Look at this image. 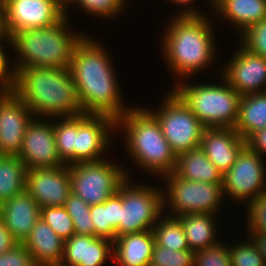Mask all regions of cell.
Instances as JSON below:
<instances>
[{
    "label": "cell",
    "instance_id": "1",
    "mask_svg": "<svg viewBox=\"0 0 266 266\" xmlns=\"http://www.w3.org/2000/svg\"><path fill=\"white\" fill-rule=\"evenodd\" d=\"M95 39L85 33L74 48L69 70L82 111L109 115L117 120L133 105L124 102L113 55Z\"/></svg>",
    "mask_w": 266,
    "mask_h": 266
},
{
    "label": "cell",
    "instance_id": "2",
    "mask_svg": "<svg viewBox=\"0 0 266 266\" xmlns=\"http://www.w3.org/2000/svg\"><path fill=\"white\" fill-rule=\"evenodd\" d=\"M207 15L171 14L168 23L166 22L167 26H164L160 34L163 62L166 69L170 70L169 73H172V78L174 77V85L183 80H191L194 75L200 76L199 73L211 68L216 62L217 23H213V14Z\"/></svg>",
    "mask_w": 266,
    "mask_h": 266
},
{
    "label": "cell",
    "instance_id": "3",
    "mask_svg": "<svg viewBox=\"0 0 266 266\" xmlns=\"http://www.w3.org/2000/svg\"><path fill=\"white\" fill-rule=\"evenodd\" d=\"M13 91L36 118L73 117L84 113L69 68L19 69L13 74Z\"/></svg>",
    "mask_w": 266,
    "mask_h": 266
},
{
    "label": "cell",
    "instance_id": "4",
    "mask_svg": "<svg viewBox=\"0 0 266 266\" xmlns=\"http://www.w3.org/2000/svg\"><path fill=\"white\" fill-rule=\"evenodd\" d=\"M70 20L65 15L52 26L13 33L8 39L12 73L33 67L68 69L74 48L85 35L74 30Z\"/></svg>",
    "mask_w": 266,
    "mask_h": 266
},
{
    "label": "cell",
    "instance_id": "5",
    "mask_svg": "<svg viewBox=\"0 0 266 266\" xmlns=\"http://www.w3.org/2000/svg\"><path fill=\"white\" fill-rule=\"evenodd\" d=\"M144 106V107H142ZM132 106L116 120V131L121 133L123 152L129 162L140 171L161 179L174 171L176 155L165 139L156 117L145 105ZM123 135V136H122Z\"/></svg>",
    "mask_w": 266,
    "mask_h": 266
},
{
    "label": "cell",
    "instance_id": "6",
    "mask_svg": "<svg viewBox=\"0 0 266 266\" xmlns=\"http://www.w3.org/2000/svg\"><path fill=\"white\" fill-rule=\"evenodd\" d=\"M218 83H196L192 78L177 82L170 88L195 114L205 128H234L241 95L218 73ZM207 81V82H205Z\"/></svg>",
    "mask_w": 266,
    "mask_h": 266
},
{
    "label": "cell",
    "instance_id": "7",
    "mask_svg": "<svg viewBox=\"0 0 266 266\" xmlns=\"http://www.w3.org/2000/svg\"><path fill=\"white\" fill-rule=\"evenodd\" d=\"M160 182L165 185L162 186L165 187L162 190L166 215L174 217L192 213L220 215V212H224L222 184L185 180L174 173L164 175Z\"/></svg>",
    "mask_w": 266,
    "mask_h": 266
},
{
    "label": "cell",
    "instance_id": "8",
    "mask_svg": "<svg viewBox=\"0 0 266 266\" xmlns=\"http://www.w3.org/2000/svg\"><path fill=\"white\" fill-rule=\"evenodd\" d=\"M155 108L147 109L158 120L163 135L176 156L200 146L205 127L170 87L157 105L158 109Z\"/></svg>",
    "mask_w": 266,
    "mask_h": 266
},
{
    "label": "cell",
    "instance_id": "9",
    "mask_svg": "<svg viewBox=\"0 0 266 266\" xmlns=\"http://www.w3.org/2000/svg\"><path fill=\"white\" fill-rule=\"evenodd\" d=\"M110 157L69 166L72 193L90 206L105 202L127 178L133 179L126 166L115 163L113 158L112 163Z\"/></svg>",
    "mask_w": 266,
    "mask_h": 266
},
{
    "label": "cell",
    "instance_id": "10",
    "mask_svg": "<svg viewBox=\"0 0 266 266\" xmlns=\"http://www.w3.org/2000/svg\"><path fill=\"white\" fill-rule=\"evenodd\" d=\"M127 178L120 186L121 222L119 236L152 230L164 213L163 190Z\"/></svg>",
    "mask_w": 266,
    "mask_h": 266
},
{
    "label": "cell",
    "instance_id": "11",
    "mask_svg": "<svg viewBox=\"0 0 266 266\" xmlns=\"http://www.w3.org/2000/svg\"><path fill=\"white\" fill-rule=\"evenodd\" d=\"M265 160V157L252 151L246 145L231 168L223 173L224 199L229 197L227 200L230 202L234 200L232 203L234 202L235 205L246 204L249 200L266 192Z\"/></svg>",
    "mask_w": 266,
    "mask_h": 266
},
{
    "label": "cell",
    "instance_id": "12",
    "mask_svg": "<svg viewBox=\"0 0 266 266\" xmlns=\"http://www.w3.org/2000/svg\"><path fill=\"white\" fill-rule=\"evenodd\" d=\"M116 133V119L109 115L86 113L77 115L76 164L107 158L113 146L111 144L115 142L113 135Z\"/></svg>",
    "mask_w": 266,
    "mask_h": 266
},
{
    "label": "cell",
    "instance_id": "13",
    "mask_svg": "<svg viewBox=\"0 0 266 266\" xmlns=\"http://www.w3.org/2000/svg\"><path fill=\"white\" fill-rule=\"evenodd\" d=\"M229 55L220 75L241 96L251 93H263L266 86V58L251 53L240 43Z\"/></svg>",
    "mask_w": 266,
    "mask_h": 266
},
{
    "label": "cell",
    "instance_id": "14",
    "mask_svg": "<svg viewBox=\"0 0 266 266\" xmlns=\"http://www.w3.org/2000/svg\"><path fill=\"white\" fill-rule=\"evenodd\" d=\"M18 158L27 170L65 165L58 157L53 118H36L28 124Z\"/></svg>",
    "mask_w": 266,
    "mask_h": 266
},
{
    "label": "cell",
    "instance_id": "15",
    "mask_svg": "<svg viewBox=\"0 0 266 266\" xmlns=\"http://www.w3.org/2000/svg\"><path fill=\"white\" fill-rule=\"evenodd\" d=\"M64 16L54 0H5L8 39L17 31L52 26Z\"/></svg>",
    "mask_w": 266,
    "mask_h": 266
},
{
    "label": "cell",
    "instance_id": "16",
    "mask_svg": "<svg viewBox=\"0 0 266 266\" xmlns=\"http://www.w3.org/2000/svg\"><path fill=\"white\" fill-rule=\"evenodd\" d=\"M34 118L14 92L0 94V155L18 156L28 124Z\"/></svg>",
    "mask_w": 266,
    "mask_h": 266
},
{
    "label": "cell",
    "instance_id": "17",
    "mask_svg": "<svg viewBox=\"0 0 266 266\" xmlns=\"http://www.w3.org/2000/svg\"><path fill=\"white\" fill-rule=\"evenodd\" d=\"M25 190L40 208L65 206L67 198L72 193L69 166L27 170Z\"/></svg>",
    "mask_w": 266,
    "mask_h": 266
},
{
    "label": "cell",
    "instance_id": "18",
    "mask_svg": "<svg viewBox=\"0 0 266 266\" xmlns=\"http://www.w3.org/2000/svg\"><path fill=\"white\" fill-rule=\"evenodd\" d=\"M113 260V242L96 236L73 234L64 241L59 266H103Z\"/></svg>",
    "mask_w": 266,
    "mask_h": 266
},
{
    "label": "cell",
    "instance_id": "19",
    "mask_svg": "<svg viewBox=\"0 0 266 266\" xmlns=\"http://www.w3.org/2000/svg\"><path fill=\"white\" fill-rule=\"evenodd\" d=\"M200 146L207 158L224 173L234 164L246 140L234 128H205Z\"/></svg>",
    "mask_w": 266,
    "mask_h": 266
},
{
    "label": "cell",
    "instance_id": "20",
    "mask_svg": "<svg viewBox=\"0 0 266 266\" xmlns=\"http://www.w3.org/2000/svg\"><path fill=\"white\" fill-rule=\"evenodd\" d=\"M39 204L24 190L0 204V218L18 243H23L39 220Z\"/></svg>",
    "mask_w": 266,
    "mask_h": 266
},
{
    "label": "cell",
    "instance_id": "21",
    "mask_svg": "<svg viewBox=\"0 0 266 266\" xmlns=\"http://www.w3.org/2000/svg\"><path fill=\"white\" fill-rule=\"evenodd\" d=\"M213 15L233 28L237 36L266 18V0H214ZM237 33H236V32Z\"/></svg>",
    "mask_w": 266,
    "mask_h": 266
},
{
    "label": "cell",
    "instance_id": "22",
    "mask_svg": "<svg viewBox=\"0 0 266 266\" xmlns=\"http://www.w3.org/2000/svg\"><path fill=\"white\" fill-rule=\"evenodd\" d=\"M40 266H59L64 254V240L40 217L22 243Z\"/></svg>",
    "mask_w": 266,
    "mask_h": 266
},
{
    "label": "cell",
    "instance_id": "23",
    "mask_svg": "<svg viewBox=\"0 0 266 266\" xmlns=\"http://www.w3.org/2000/svg\"><path fill=\"white\" fill-rule=\"evenodd\" d=\"M155 237L152 230L120 235L113 242V263L119 266H149Z\"/></svg>",
    "mask_w": 266,
    "mask_h": 266
},
{
    "label": "cell",
    "instance_id": "24",
    "mask_svg": "<svg viewBox=\"0 0 266 266\" xmlns=\"http://www.w3.org/2000/svg\"><path fill=\"white\" fill-rule=\"evenodd\" d=\"M219 215H213L210 213H192V214H181L177 216L179 219L184 234L187 238L190 250L195 252L201 249H206L217 245L221 239L218 237V223ZM218 224V225H217Z\"/></svg>",
    "mask_w": 266,
    "mask_h": 266
},
{
    "label": "cell",
    "instance_id": "25",
    "mask_svg": "<svg viewBox=\"0 0 266 266\" xmlns=\"http://www.w3.org/2000/svg\"><path fill=\"white\" fill-rule=\"evenodd\" d=\"M173 173L185 180L222 184L223 173L207 158L201 146L176 156Z\"/></svg>",
    "mask_w": 266,
    "mask_h": 266
},
{
    "label": "cell",
    "instance_id": "26",
    "mask_svg": "<svg viewBox=\"0 0 266 266\" xmlns=\"http://www.w3.org/2000/svg\"><path fill=\"white\" fill-rule=\"evenodd\" d=\"M266 127V94L251 93L241 96L235 131L245 140Z\"/></svg>",
    "mask_w": 266,
    "mask_h": 266
},
{
    "label": "cell",
    "instance_id": "27",
    "mask_svg": "<svg viewBox=\"0 0 266 266\" xmlns=\"http://www.w3.org/2000/svg\"><path fill=\"white\" fill-rule=\"evenodd\" d=\"M27 168L18 156L0 155V204L26 187Z\"/></svg>",
    "mask_w": 266,
    "mask_h": 266
},
{
    "label": "cell",
    "instance_id": "28",
    "mask_svg": "<svg viewBox=\"0 0 266 266\" xmlns=\"http://www.w3.org/2000/svg\"><path fill=\"white\" fill-rule=\"evenodd\" d=\"M53 127L58 157L65 165L76 164V116L54 117Z\"/></svg>",
    "mask_w": 266,
    "mask_h": 266
},
{
    "label": "cell",
    "instance_id": "29",
    "mask_svg": "<svg viewBox=\"0 0 266 266\" xmlns=\"http://www.w3.org/2000/svg\"><path fill=\"white\" fill-rule=\"evenodd\" d=\"M152 231L157 245L173 251L190 250L183 227L177 217L163 213Z\"/></svg>",
    "mask_w": 266,
    "mask_h": 266
},
{
    "label": "cell",
    "instance_id": "30",
    "mask_svg": "<svg viewBox=\"0 0 266 266\" xmlns=\"http://www.w3.org/2000/svg\"><path fill=\"white\" fill-rule=\"evenodd\" d=\"M129 0H79L77 3L78 11L89 15L88 17H97L104 21H112L119 18L128 8ZM127 6V7H126ZM111 19V20H110Z\"/></svg>",
    "mask_w": 266,
    "mask_h": 266
},
{
    "label": "cell",
    "instance_id": "31",
    "mask_svg": "<svg viewBox=\"0 0 266 266\" xmlns=\"http://www.w3.org/2000/svg\"><path fill=\"white\" fill-rule=\"evenodd\" d=\"M73 221L75 234L94 236V226L90 216V205L71 193L64 206Z\"/></svg>",
    "mask_w": 266,
    "mask_h": 266
},
{
    "label": "cell",
    "instance_id": "32",
    "mask_svg": "<svg viewBox=\"0 0 266 266\" xmlns=\"http://www.w3.org/2000/svg\"><path fill=\"white\" fill-rule=\"evenodd\" d=\"M245 237L247 238L242 241L235 238L232 243L228 242L231 266H266L253 241L248 236Z\"/></svg>",
    "mask_w": 266,
    "mask_h": 266
},
{
    "label": "cell",
    "instance_id": "33",
    "mask_svg": "<svg viewBox=\"0 0 266 266\" xmlns=\"http://www.w3.org/2000/svg\"><path fill=\"white\" fill-rule=\"evenodd\" d=\"M40 217L64 241L75 234L72 218L64 206L43 207Z\"/></svg>",
    "mask_w": 266,
    "mask_h": 266
},
{
    "label": "cell",
    "instance_id": "34",
    "mask_svg": "<svg viewBox=\"0 0 266 266\" xmlns=\"http://www.w3.org/2000/svg\"><path fill=\"white\" fill-rule=\"evenodd\" d=\"M245 223L247 230L245 235L254 232H266V192L252 200H249L244 206ZM246 214V215H245Z\"/></svg>",
    "mask_w": 266,
    "mask_h": 266
},
{
    "label": "cell",
    "instance_id": "35",
    "mask_svg": "<svg viewBox=\"0 0 266 266\" xmlns=\"http://www.w3.org/2000/svg\"><path fill=\"white\" fill-rule=\"evenodd\" d=\"M193 263V251H173L155 243L149 266H193Z\"/></svg>",
    "mask_w": 266,
    "mask_h": 266
},
{
    "label": "cell",
    "instance_id": "36",
    "mask_svg": "<svg viewBox=\"0 0 266 266\" xmlns=\"http://www.w3.org/2000/svg\"><path fill=\"white\" fill-rule=\"evenodd\" d=\"M238 37V43L245 49L266 58V18L251 25Z\"/></svg>",
    "mask_w": 266,
    "mask_h": 266
},
{
    "label": "cell",
    "instance_id": "37",
    "mask_svg": "<svg viewBox=\"0 0 266 266\" xmlns=\"http://www.w3.org/2000/svg\"><path fill=\"white\" fill-rule=\"evenodd\" d=\"M227 241H220L213 247L195 251L193 266H231Z\"/></svg>",
    "mask_w": 266,
    "mask_h": 266
},
{
    "label": "cell",
    "instance_id": "38",
    "mask_svg": "<svg viewBox=\"0 0 266 266\" xmlns=\"http://www.w3.org/2000/svg\"><path fill=\"white\" fill-rule=\"evenodd\" d=\"M90 216L94 226V236L114 242L116 231L109 224L108 199L103 203L91 205Z\"/></svg>",
    "mask_w": 266,
    "mask_h": 266
},
{
    "label": "cell",
    "instance_id": "39",
    "mask_svg": "<svg viewBox=\"0 0 266 266\" xmlns=\"http://www.w3.org/2000/svg\"><path fill=\"white\" fill-rule=\"evenodd\" d=\"M7 48H9L8 39H0V94L13 91V73L10 58H8L10 52L7 51Z\"/></svg>",
    "mask_w": 266,
    "mask_h": 266
},
{
    "label": "cell",
    "instance_id": "40",
    "mask_svg": "<svg viewBox=\"0 0 266 266\" xmlns=\"http://www.w3.org/2000/svg\"><path fill=\"white\" fill-rule=\"evenodd\" d=\"M32 255L22 243L0 254V266H36Z\"/></svg>",
    "mask_w": 266,
    "mask_h": 266
},
{
    "label": "cell",
    "instance_id": "41",
    "mask_svg": "<svg viewBox=\"0 0 266 266\" xmlns=\"http://www.w3.org/2000/svg\"><path fill=\"white\" fill-rule=\"evenodd\" d=\"M167 4L170 2L171 4L176 5L177 7L180 6V8L176 7V12H174L173 15H180V16H186V15H205L208 13L202 12L203 10L199 7H197L195 4L197 0H165ZM208 2V3H207ZM206 4L208 7H210V10L213 11V6H214V0H207ZM195 3V4H194ZM195 5V6H194ZM178 10V11H177Z\"/></svg>",
    "mask_w": 266,
    "mask_h": 266
},
{
    "label": "cell",
    "instance_id": "42",
    "mask_svg": "<svg viewBox=\"0 0 266 266\" xmlns=\"http://www.w3.org/2000/svg\"><path fill=\"white\" fill-rule=\"evenodd\" d=\"M109 224L119 236V225L121 222V191H118L108 198Z\"/></svg>",
    "mask_w": 266,
    "mask_h": 266
},
{
    "label": "cell",
    "instance_id": "43",
    "mask_svg": "<svg viewBox=\"0 0 266 266\" xmlns=\"http://www.w3.org/2000/svg\"><path fill=\"white\" fill-rule=\"evenodd\" d=\"M246 145L260 156L266 158V127L254 132L247 140Z\"/></svg>",
    "mask_w": 266,
    "mask_h": 266
},
{
    "label": "cell",
    "instance_id": "44",
    "mask_svg": "<svg viewBox=\"0 0 266 266\" xmlns=\"http://www.w3.org/2000/svg\"><path fill=\"white\" fill-rule=\"evenodd\" d=\"M16 244H18V242L13 238L3 220L0 218V254L6 253Z\"/></svg>",
    "mask_w": 266,
    "mask_h": 266
},
{
    "label": "cell",
    "instance_id": "45",
    "mask_svg": "<svg viewBox=\"0 0 266 266\" xmlns=\"http://www.w3.org/2000/svg\"><path fill=\"white\" fill-rule=\"evenodd\" d=\"M248 237L253 241L266 263V232H254L249 234Z\"/></svg>",
    "mask_w": 266,
    "mask_h": 266
},
{
    "label": "cell",
    "instance_id": "46",
    "mask_svg": "<svg viewBox=\"0 0 266 266\" xmlns=\"http://www.w3.org/2000/svg\"><path fill=\"white\" fill-rule=\"evenodd\" d=\"M57 7L68 17L71 16L72 7H76L79 0H54ZM70 14V15H69Z\"/></svg>",
    "mask_w": 266,
    "mask_h": 266
},
{
    "label": "cell",
    "instance_id": "47",
    "mask_svg": "<svg viewBox=\"0 0 266 266\" xmlns=\"http://www.w3.org/2000/svg\"><path fill=\"white\" fill-rule=\"evenodd\" d=\"M0 39H8L5 25V0H0Z\"/></svg>",
    "mask_w": 266,
    "mask_h": 266
},
{
    "label": "cell",
    "instance_id": "48",
    "mask_svg": "<svg viewBox=\"0 0 266 266\" xmlns=\"http://www.w3.org/2000/svg\"><path fill=\"white\" fill-rule=\"evenodd\" d=\"M263 93H264V94H266V86H265V88H264V91H263Z\"/></svg>",
    "mask_w": 266,
    "mask_h": 266
}]
</instances>
